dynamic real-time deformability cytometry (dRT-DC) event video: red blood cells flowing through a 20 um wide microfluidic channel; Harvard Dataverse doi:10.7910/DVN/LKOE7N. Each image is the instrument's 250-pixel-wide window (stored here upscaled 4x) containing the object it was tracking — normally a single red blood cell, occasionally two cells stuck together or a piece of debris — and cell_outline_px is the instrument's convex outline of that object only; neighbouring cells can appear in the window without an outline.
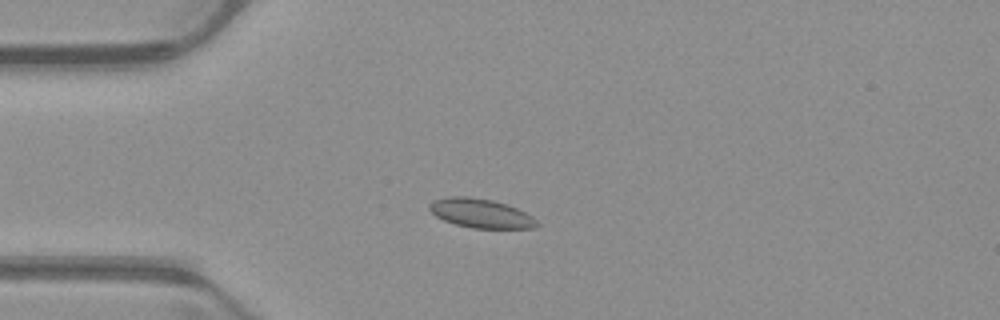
{"species": "common noctule bat (a hibernating species)", "species_latin": "Nyctalus noctula", "temperature_condition": "warm", "stored_images_in_passage": 40, "camera_frame_rate_fps": 3000, "um_per_image_px": 0.085, "animal": {"sex": "male", "body_mass_g": 23.1, "forearm_length_mm": 52.7}, "frame": {"image": 1, "passage_image": 1, "time_ms": 0.0, "image_size_px": [1000, 320], "cell_outline_px": [[540, 224], [536, 228], [472, 228], [456, 224], [444, 220], [436, 216], [428, 208], [428, 204], [432, 200], [448, 196], [468, 196], [492, 200], [508, 204], [532, 216]], "centroid_in_image_um": [40.86, 18.12], "position_along_channel_um": 44.1, "area_um2": 18.32}}
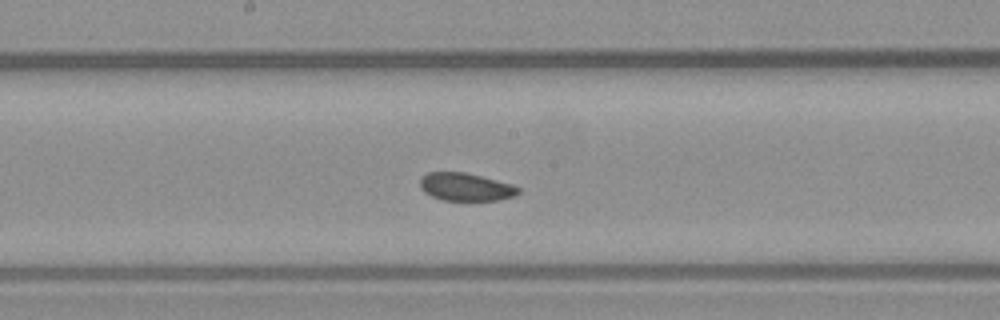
{"frame": {"image": 2, "passage_image": 15, "time_ms": 4.667, "image_size_px": [1000, 320], "cell_outline_px": [[520, 192], [516, 196], [496, 200], [444, 200], [432, 196], [424, 192], [420, 188], [420, 176], [428, 172], [464, 172], [512, 184], [520, 188]], "centroid_in_image_um": [39.57, 15.88], "position_along_channel_um": 208.6, "area_um2": 15.95}}
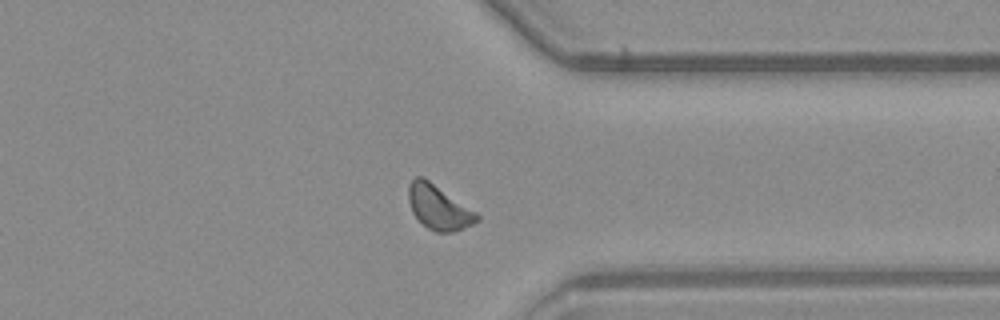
{"frame": {"image": 3, "passage_image": 28, "time_ms": 9.0, "image_size_px": [1000, 320], "cell_outline_px": [[480, 220], [464, 228], [452, 232], [436, 232], [428, 228], [412, 212], [408, 200], [408, 184], [416, 176], [424, 176], [476, 212], [480, 216]], "centroid_in_image_um": [37.28, 17.6], "position_along_channel_um": 374.1, "area_um2": 17.69}, "authors_computed_cell_mechanics": {"area_um2": 17.0799, "velocity_mm_per_s": 3.9206, "shape_relaxation_time_tau1_ms": 3.3756, "shape_relaxation_time_tau2_ms": 8.5607, "deformation_change_tau1": 0.043, "deformation_change_tau2": 0.0884}}